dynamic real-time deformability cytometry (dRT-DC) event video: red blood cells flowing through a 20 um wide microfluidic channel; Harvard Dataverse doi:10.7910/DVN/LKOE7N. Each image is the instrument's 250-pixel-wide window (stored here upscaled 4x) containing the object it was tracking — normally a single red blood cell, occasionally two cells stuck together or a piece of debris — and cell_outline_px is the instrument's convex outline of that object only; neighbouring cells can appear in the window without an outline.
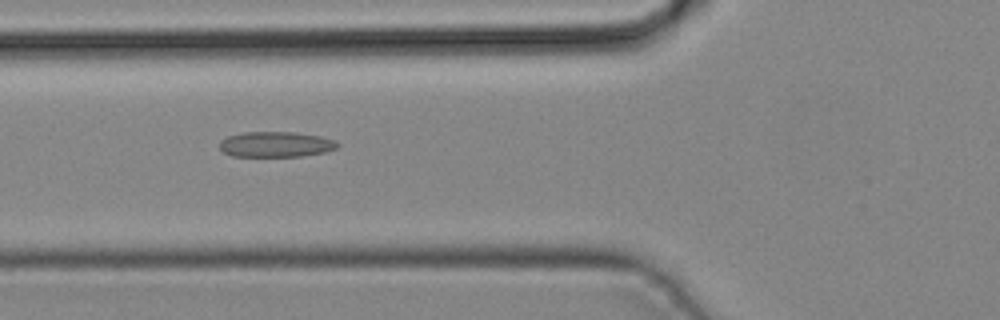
{"species": "common noctule bat (a hibernating species)", "species_latin": "Nyctalus noctula", "temperature_condition": "cold", "stored_images_in_passage": 5, "camera_frame_rate_fps": 3000, "um_per_image_px": 0.085, "animal": {"sex": "male", "body_mass_g": 19.2, "forearm_length_mm": 51.8}, "frame": {"image": 1, "passage_image": 3, "time_ms": 0.667, "image_size_px": [1000, 320], "cell_outline_px": [[340, 144], [336, 148], [324, 152], [300, 156], [232, 156], [224, 152], [220, 148], [220, 140], [228, 136], [244, 132], [296, 132], [320, 136], [336, 140]], "centroid_in_image_um": [23.46, 12.26], "position_along_channel_um": 102.3, "area_um2": 17.46}}